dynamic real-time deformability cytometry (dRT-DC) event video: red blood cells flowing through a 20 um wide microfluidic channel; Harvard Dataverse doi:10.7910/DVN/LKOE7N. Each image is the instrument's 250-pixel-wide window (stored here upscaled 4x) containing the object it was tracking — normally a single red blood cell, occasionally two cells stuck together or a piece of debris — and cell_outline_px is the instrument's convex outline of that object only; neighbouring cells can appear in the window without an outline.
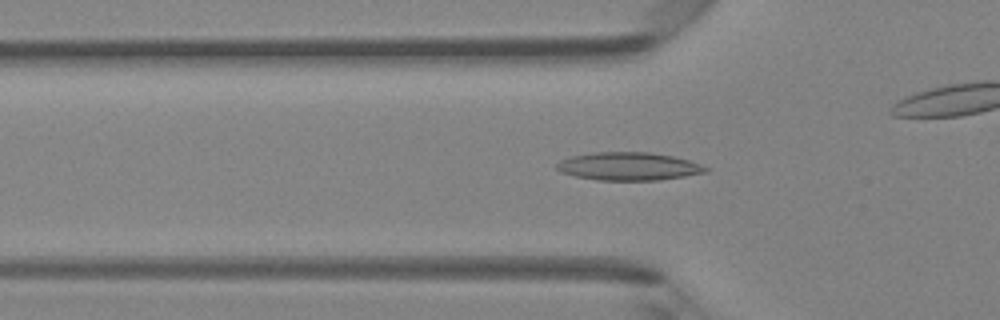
{"species": "Egyptian fruit bat (a non-hibernating species)", "species_latin": "Rousettus aegyptiacus", "temperature_condition": "room temperature", "stored_images_in_passage": 36, "camera_frame_rate_fps": 3000, "um_per_image_px": 0.085, "animal": {"sex": "female"}, "frame": {"image": 1, "passage_image": 3, "time_ms": 0.667, "image_size_px": [1000, 320], "cell_outline_px": [[712, 168], [708, 172], [660, 180], [596, 180], [576, 176], [560, 172], [556, 168], [556, 164], [560, 160], [572, 156], [592, 152], [652, 152], [672, 156], [688, 160]], "centroid_in_image_um": [53.45, 14.14], "position_along_channel_um": 72.4, "area_um2": 24.45}}
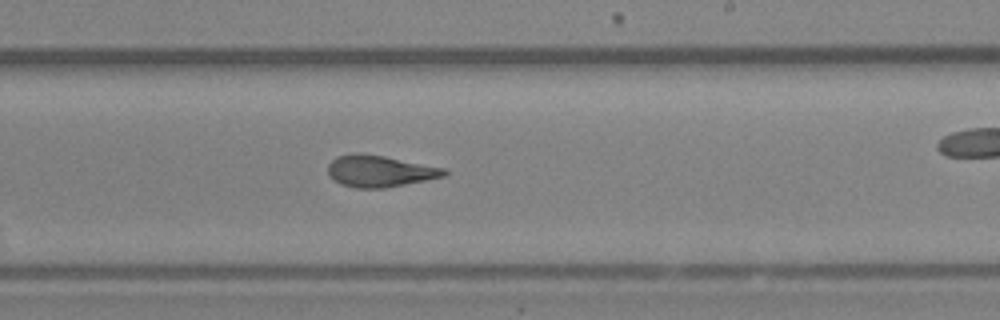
{"frame": {"image": 2, "passage_image": 16, "time_ms": 5.0, "image_size_px": [1000, 320], "cell_outline_px": [[448, 176], [384, 188], [356, 188], [340, 184], [328, 176], [328, 164], [336, 156], [352, 152], [356, 152], [384, 156], [444, 168], [448, 172]], "centroid_in_image_um": [32.25, 14.54], "position_along_channel_um": 256.8, "area_um2": 21.56}}
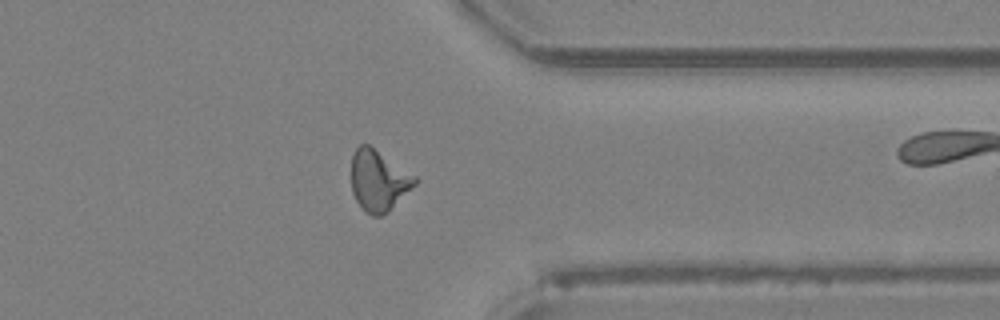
{"frame": {"image": 3, "passage_image": 25, "time_ms": 8.0, "image_size_px": [1000, 320], "cell_outline_px": [[420, 180], [388, 212], [380, 216], [372, 216], [356, 200], [352, 192], [352, 152], [360, 144], [368, 144], [416, 176]], "centroid_in_image_um": [32.19, 15.34], "position_along_channel_um": 379.2, "area_um2": 22.37}, "authors_computed_cell_mechanics": {"area_um2": 21.6172, "velocity_mm_per_s": 4.2658, "shape_relaxation_time_tau1_ms": 8.735, "shape_relaxation_time_tau2_ms": 1.7656, "deformation_change_tau1": 0.2254, "deformation_change_tau2": 0.0984}}